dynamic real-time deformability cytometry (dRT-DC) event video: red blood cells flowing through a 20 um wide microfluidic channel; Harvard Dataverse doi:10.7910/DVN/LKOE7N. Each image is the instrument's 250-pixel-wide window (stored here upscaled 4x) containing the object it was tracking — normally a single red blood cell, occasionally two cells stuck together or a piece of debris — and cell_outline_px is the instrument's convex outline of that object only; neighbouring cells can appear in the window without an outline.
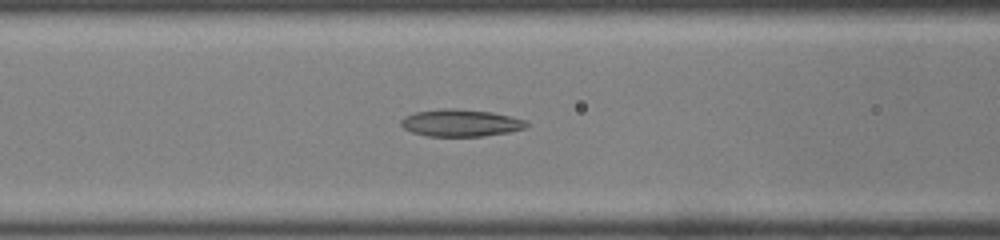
{"species": "common noctule bat (a hibernating species)", "species_latin": "Nyctalus noctula", "temperature_condition": "room temperature", "stored_images_in_passage": 46, "camera_frame_rate_fps": 3000, "um_per_image_px": 0.085, "animal": {"sex": "male", "body_mass_g": 19.0, "forearm_length_mm": 50.8}, "frame": {"image": 1, "passage_image": 18, "time_ms": 5.667, "image_size_px": [1000, 240], "cell_outline_px": [[528, 124], [524, 128], [508, 132], [484, 136], [428, 136], [412, 132], [404, 128], [400, 124], [400, 120], [404, 116], [416, 112], [444, 108], [452, 108], [492, 112], [528, 120]], "centroid_in_image_um": [39.15, 10.44], "position_along_channel_um": 127.4, "area_um2": 19.83}}
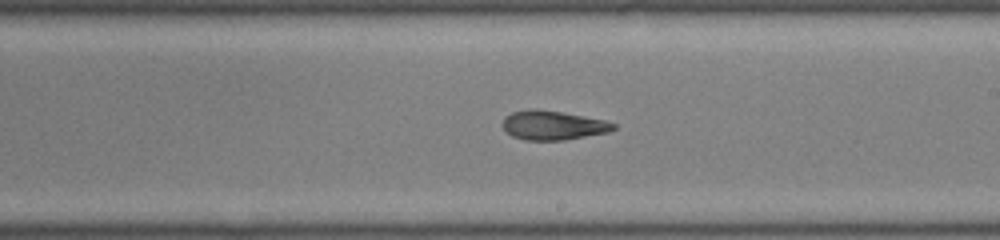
{"frame": {"image": 2, "passage_image": 26, "time_ms": 8.333, "image_size_px": [1000, 240], "cell_outline_px": [[616, 128], [608, 132], [564, 140], [524, 140], [512, 136], [500, 124], [504, 116], [512, 112], [528, 108], [536, 108], [584, 116], [604, 120], [616, 124]], "centroid_in_image_um": [46.95, 10.64], "position_along_channel_um": 242.0, "area_um2": 18.96}}
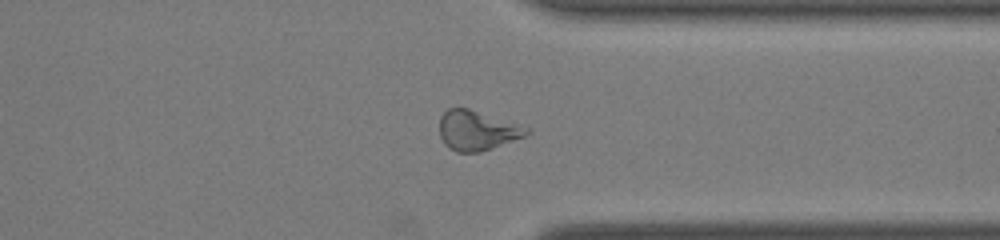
{"frame": {"image": 3, "passage_image": 35, "time_ms": 11.333, "image_size_px": [1000, 240], "cell_outline_px": [[532, 132], [524, 136], [480, 152], [456, 152], [448, 148], [444, 144], [440, 136], [440, 116], [448, 108], [468, 108], [528, 128]], "centroid_in_image_um": [40.49, 11.1], "position_along_channel_um": 370.9, "area_um2": 19.83}, "authors_computed_cell_mechanics": {"area_um2": 21.5016, "velocity_mm_per_s": 4.3131, "shape_relaxation_time_tau1_ms": null, "shape_relaxation_time_tau2_ms": 3.8448, "deformation_change_tau1": null, "deformation_change_tau2": 0.1243}}